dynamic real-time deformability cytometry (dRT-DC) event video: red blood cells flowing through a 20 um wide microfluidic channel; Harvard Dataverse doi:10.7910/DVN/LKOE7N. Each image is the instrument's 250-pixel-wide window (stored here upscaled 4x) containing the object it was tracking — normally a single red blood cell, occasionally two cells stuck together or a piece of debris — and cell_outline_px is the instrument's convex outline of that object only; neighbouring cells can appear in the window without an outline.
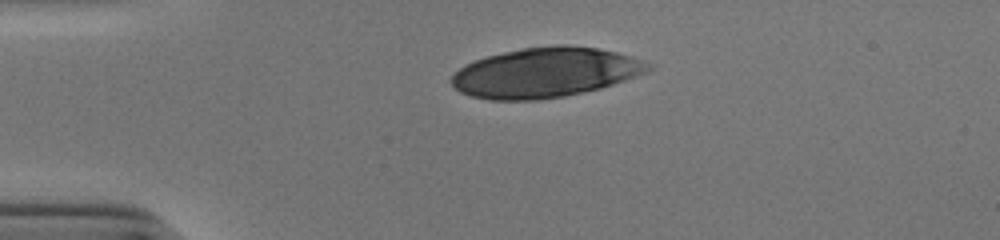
{"species": "human", "species_latin": "Homo sapiens", "temperature_condition": "cold", "stored_images_in_passage": 32, "camera_frame_rate_fps": 3000, "um_per_image_px": 0.085, "donor": {"sex": "male"}, "frame": {"image": 1, "passage_image": 1, "time_ms": 0.0, "image_size_px": [1000, 240], "cell_outline_px": [[656, 64], [652, 68], [636, 76], [600, 88], [564, 96], [536, 100], [492, 100], [472, 96], [460, 92], [448, 80], [460, 68], [472, 60], [520, 48], [552, 44], [568, 44], [600, 48], [648, 60]], "centroid_in_image_um": [46.38, 6.14], "position_along_channel_um": 38.6, "area_um2": 57.51}}